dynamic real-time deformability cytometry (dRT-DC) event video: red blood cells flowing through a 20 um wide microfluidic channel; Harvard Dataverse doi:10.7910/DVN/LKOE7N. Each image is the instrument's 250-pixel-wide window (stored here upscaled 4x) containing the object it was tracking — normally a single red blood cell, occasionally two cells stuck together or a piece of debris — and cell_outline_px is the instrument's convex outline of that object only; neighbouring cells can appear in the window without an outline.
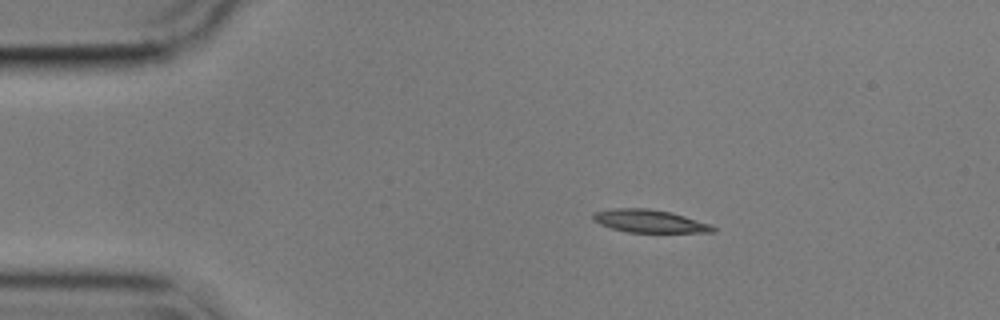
{"species": "common noctule bat (a hibernating species)", "species_latin": "Nyctalus noctula", "temperature_condition": "cold", "stored_images_in_passage": 47, "camera_frame_rate_fps": 3000, "um_per_image_px": 0.085, "animal": {"sex": "male", "body_mass_g": 17.9}, "frame": {"image": 1, "passage_image": 1, "time_ms": 0.0, "image_size_px": [1000, 320], "cell_outline_px": [[716, 232], [628, 232], [612, 228], [600, 224], [592, 220], [592, 212], [612, 208], [648, 208], [672, 212], [712, 224], [716, 228]], "centroid_in_image_um": [55.21, 18.78], "position_along_channel_um": 29.8, "area_um2": 16.13}}
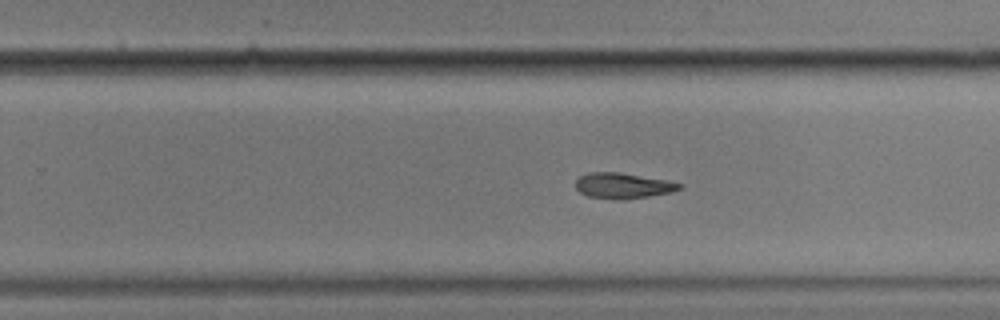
{"frame": {"image": 2, "passage_image": 26, "time_ms": 8.333, "image_size_px": [1000, 320], "cell_outline_px": [[684, 188], [672, 192], [648, 196], [588, 196], [580, 192], [576, 188], [576, 180], [580, 176], [588, 172], [620, 172], [664, 180], [684, 184]], "centroid_in_image_um": [52.98, 15.72], "position_along_channel_um": 276.8, "area_um2": 14.57}}
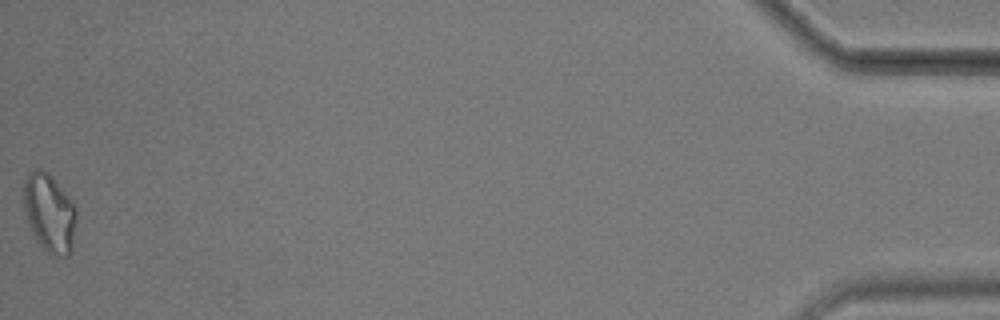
{"frame": {"image": 3, "passage_image": 47, "time_ms": 15.333, "image_size_px": [1000, 320], "cell_outline_px": [[76, 224], [72, 252], [68, 256], [52, 256], [36, 240], [28, 224], [24, 212], [24, 180], [28, 172], [36, 168], [40, 168], [48, 172], [76, 204]], "centroid_in_image_um": [4.22, 18.09], "position_along_channel_um": 431.0, "area_um2": 24.57}, "authors_computed_cell_mechanics": {"area_um2": 16.1262, "velocity_mm_per_s": 3.5689, "shape_relaxation_time_tau1_ms": 6.996, "shape_relaxation_time_tau2_ms": 8.2158, "deformation_change_tau1": 0.2105, "deformation_change_tau2": 0.1897}}